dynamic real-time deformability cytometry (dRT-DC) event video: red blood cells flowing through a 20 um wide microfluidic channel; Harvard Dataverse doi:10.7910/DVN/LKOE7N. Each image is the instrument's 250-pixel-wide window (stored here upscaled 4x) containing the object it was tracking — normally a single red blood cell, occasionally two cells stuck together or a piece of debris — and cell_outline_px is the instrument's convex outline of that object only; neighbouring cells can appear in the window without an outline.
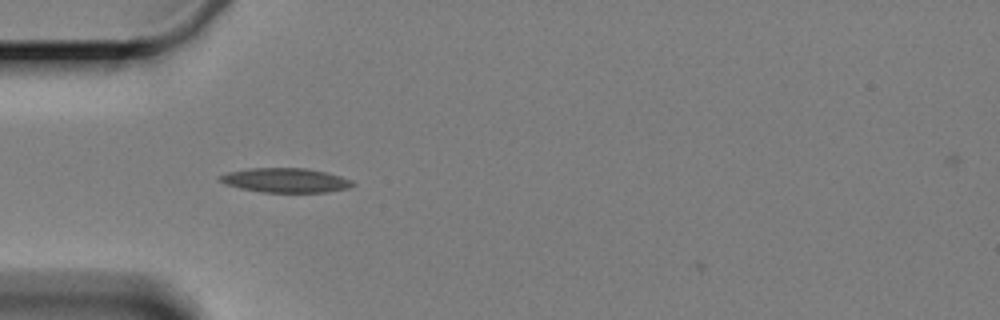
{"species": "Egyptian fruit bat (a non-hibernating species)", "species_latin": "Rousettus aegyptiacus", "temperature_condition": "cold", "stored_images_in_passage": 3, "camera_frame_rate_fps": 3000, "um_per_image_px": 0.085, "animal": {"sex": "female"}, "frame": {"image": 1, "passage_image": 2, "time_ms": 1.333, "image_size_px": [1000, 320], "cell_outline_px": [[356, 184], [348, 188], [324, 192], [264, 192], [240, 188], [224, 184], [216, 176], [228, 172], [248, 168], [308, 168], [340, 176], [352, 180]], "centroid_in_image_um": [24.24, 15.32], "position_along_channel_um": 60.8, "area_um2": 18.84}}
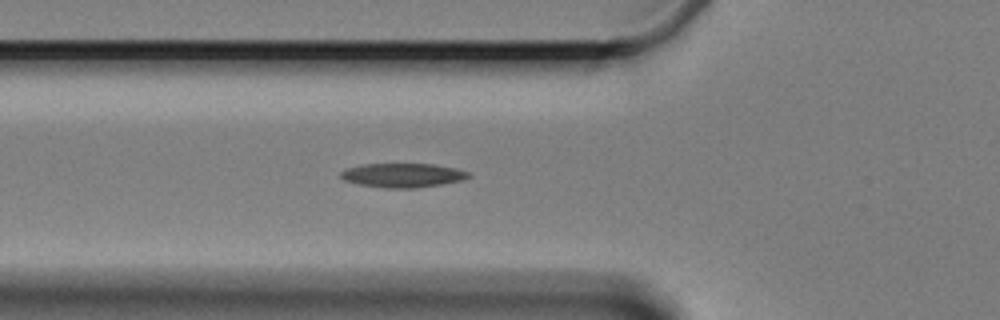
{"frame": {"image": 2, "passage_image": 3, "time_ms": 2.333, "image_size_px": [1000, 320], "cell_outline_px": [[472, 176], [464, 180], [416, 188], [384, 188], [360, 184], [344, 180], [340, 176], [340, 172], [348, 168], [364, 164], [432, 164], [456, 168], [468, 172]], "centroid_in_image_um": [34.26, 14.9], "position_along_channel_um": 91.5, "area_um2": 17.86}}